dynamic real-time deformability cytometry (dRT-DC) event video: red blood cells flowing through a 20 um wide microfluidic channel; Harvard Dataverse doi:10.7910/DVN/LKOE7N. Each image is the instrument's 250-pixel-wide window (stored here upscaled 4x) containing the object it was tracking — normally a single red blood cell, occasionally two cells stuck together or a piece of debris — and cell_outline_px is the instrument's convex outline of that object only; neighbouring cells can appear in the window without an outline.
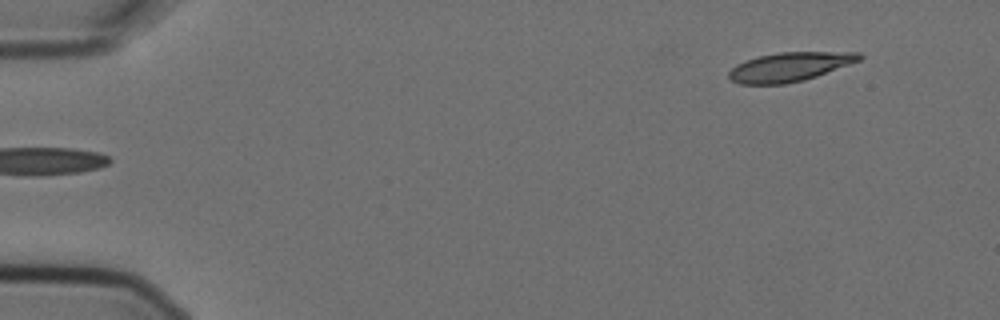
{"species": "Egyptian fruit bat (a non-hibernating species)", "species_latin": "Rousettus aegyptiacus", "temperature_condition": "cold", "stored_images_in_passage": 5, "segment_of_instrument_passage": [2, 2], "camera_frame_rate_fps": 3000, "um_per_image_px": 0.085, "animal": {"sex": "female"}, "frame": {"image": 1, "passage_image": 5, "time_ms": 1.333, "image_size_px": [1000, 320], "cell_outline_px": [[864, 56], [860, 60], [816, 76], [804, 80], [784, 84], [740, 84], [732, 80], [728, 76], [728, 72], [736, 64], [760, 56], [780, 52], [860, 52]], "centroid_in_image_um": [67.12, 5.68], "position_along_channel_um": 17.9, "area_um2": 21.85}}